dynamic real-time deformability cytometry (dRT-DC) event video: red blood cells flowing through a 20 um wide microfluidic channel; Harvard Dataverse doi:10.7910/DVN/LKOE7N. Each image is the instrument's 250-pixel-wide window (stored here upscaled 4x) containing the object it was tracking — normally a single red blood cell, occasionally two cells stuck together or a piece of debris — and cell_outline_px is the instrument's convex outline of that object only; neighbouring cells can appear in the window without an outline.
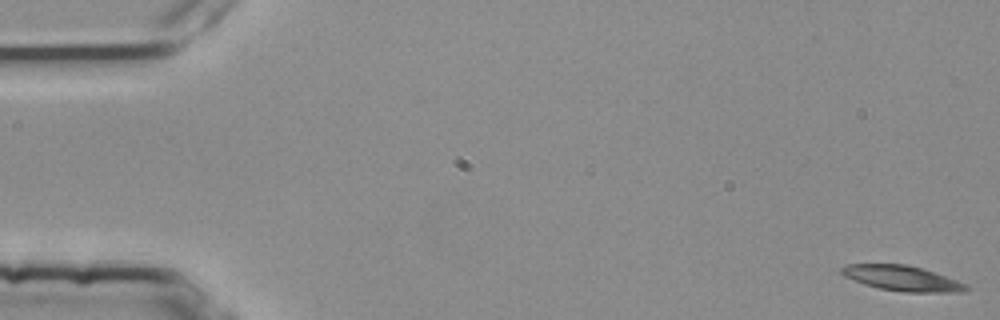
{"species": "common noctule bat (a hibernating species)", "species_latin": "Nyctalus noctula", "temperature_condition": "room temperature", "stored_images_in_passage": 4, "camera_frame_rate_fps": 3000, "um_per_image_px": 0.085, "animal": {"sex": "female", "body_mass_g": 25.1}, "frame": {"image": 1, "passage_image": 1, "time_ms": 0.0, "image_size_px": [1000, 320], "cell_outline_px": [[968, 288], [964, 292], [904, 292], [880, 288], [864, 284], [844, 276], [840, 272], [840, 268], [848, 264], [908, 264], [968, 284]], "centroid_in_image_um": [76.66, 23.65], "position_along_channel_um": 8.3, "area_um2": 18.09}}
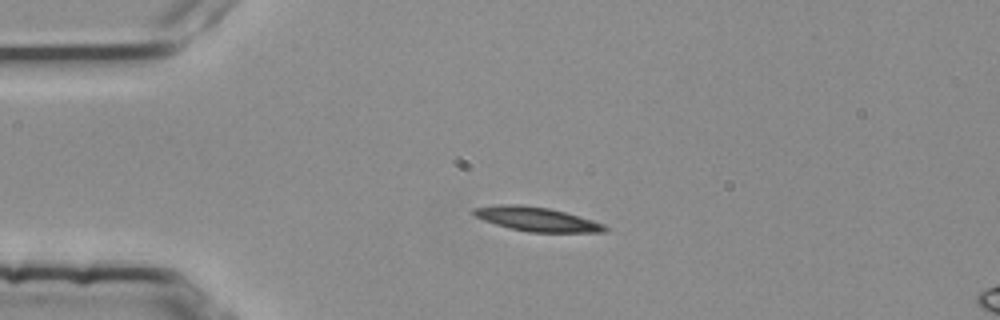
{"frame": {"image": 2, "passage_image": 3, "time_ms": 0.667, "image_size_px": [1000, 320], "cell_outline_px": [[608, 228], [604, 232], [528, 232], [496, 224], [484, 220], [476, 216], [472, 212], [472, 208], [504, 204], [520, 204], [548, 208], [580, 216], [604, 224]], "centroid_in_image_um": [45.63, 18.62], "position_along_channel_um": 39.4, "area_um2": 18.21}}
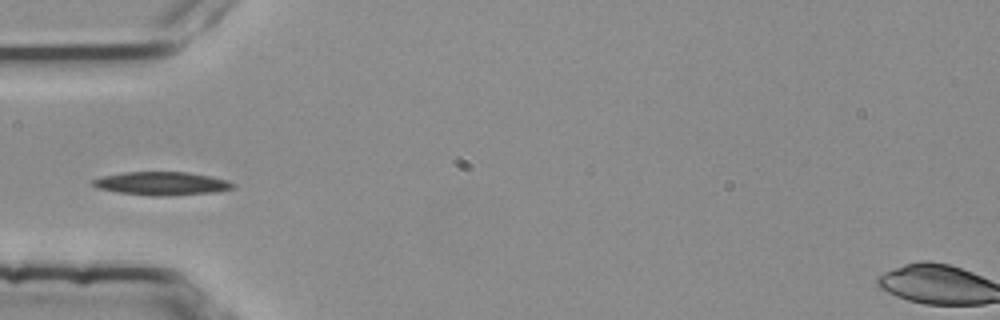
{"frame": {"image": 3, "passage_image": 4, "time_ms": 1.0, "image_size_px": [1000, 320], "cell_outline_px": [[236, 188], [216, 192], [172, 196], [152, 196], [116, 192], [96, 188], [92, 184], [92, 180], [100, 176], [124, 172], [188, 172], [212, 176], [228, 180], [236, 184]], "centroid_in_image_um": [13.77, 15.6], "position_along_channel_um": 71.2, "area_um2": 19.48}}